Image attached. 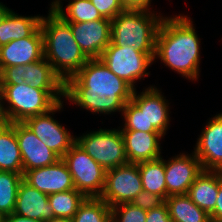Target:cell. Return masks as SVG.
Returning <instances> with one entry per match:
<instances>
[{"label": "cell", "mask_w": 222, "mask_h": 222, "mask_svg": "<svg viewBox=\"0 0 222 222\" xmlns=\"http://www.w3.org/2000/svg\"><path fill=\"white\" fill-rule=\"evenodd\" d=\"M42 16H22L12 9L0 24V46L29 37L39 26Z\"/></svg>", "instance_id": "cell-22"}, {"label": "cell", "mask_w": 222, "mask_h": 222, "mask_svg": "<svg viewBox=\"0 0 222 222\" xmlns=\"http://www.w3.org/2000/svg\"><path fill=\"white\" fill-rule=\"evenodd\" d=\"M46 222H72V220L67 218H53Z\"/></svg>", "instance_id": "cell-42"}, {"label": "cell", "mask_w": 222, "mask_h": 222, "mask_svg": "<svg viewBox=\"0 0 222 222\" xmlns=\"http://www.w3.org/2000/svg\"><path fill=\"white\" fill-rule=\"evenodd\" d=\"M165 203L173 222H211L210 215L199 208L187 194L170 195Z\"/></svg>", "instance_id": "cell-23"}, {"label": "cell", "mask_w": 222, "mask_h": 222, "mask_svg": "<svg viewBox=\"0 0 222 222\" xmlns=\"http://www.w3.org/2000/svg\"><path fill=\"white\" fill-rule=\"evenodd\" d=\"M155 11L125 9L111 20V42L134 47L143 53H155L156 37L164 18ZM161 15V16H160Z\"/></svg>", "instance_id": "cell-4"}, {"label": "cell", "mask_w": 222, "mask_h": 222, "mask_svg": "<svg viewBox=\"0 0 222 222\" xmlns=\"http://www.w3.org/2000/svg\"><path fill=\"white\" fill-rule=\"evenodd\" d=\"M112 222H146L147 210L132 203H122L111 208Z\"/></svg>", "instance_id": "cell-30"}, {"label": "cell", "mask_w": 222, "mask_h": 222, "mask_svg": "<svg viewBox=\"0 0 222 222\" xmlns=\"http://www.w3.org/2000/svg\"><path fill=\"white\" fill-rule=\"evenodd\" d=\"M63 101L59 102L47 113L27 118L23 123L44 143L49 149L55 152L60 158L69 151L76 142L67 128L54 119V113L61 111ZM52 115V116H51Z\"/></svg>", "instance_id": "cell-11"}, {"label": "cell", "mask_w": 222, "mask_h": 222, "mask_svg": "<svg viewBox=\"0 0 222 222\" xmlns=\"http://www.w3.org/2000/svg\"><path fill=\"white\" fill-rule=\"evenodd\" d=\"M76 143L105 170L129 163L120 128L83 133Z\"/></svg>", "instance_id": "cell-6"}, {"label": "cell", "mask_w": 222, "mask_h": 222, "mask_svg": "<svg viewBox=\"0 0 222 222\" xmlns=\"http://www.w3.org/2000/svg\"><path fill=\"white\" fill-rule=\"evenodd\" d=\"M3 217L4 216H2L1 213H0V222H3Z\"/></svg>", "instance_id": "cell-43"}, {"label": "cell", "mask_w": 222, "mask_h": 222, "mask_svg": "<svg viewBox=\"0 0 222 222\" xmlns=\"http://www.w3.org/2000/svg\"><path fill=\"white\" fill-rule=\"evenodd\" d=\"M3 82L0 74V112H4V102H3Z\"/></svg>", "instance_id": "cell-40"}, {"label": "cell", "mask_w": 222, "mask_h": 222, "mask_svg": "<svg viewBox=\"0 0 222 222\" xmlns=\"http://www.w3.org/2000/svg\"><path fill=\"white\" fill-rule=\"evenodd\" d=\"M71 220L72 222H112L111 207L100 197L85 198Z\"/></svg>", "instance_id": "cell-28"}, {"label": "cell", "mask_w": 222, "mask_h": 222, "mask_svg": "<svg viewBox=\"0 0 222 222\" xmlns=\"http://www.w3.org/2000/svg\"><path fill=\"white\" fill-rule=\"evenodd\" d=\"M125 153L129 163H141L162 157L160 133H147L136 130H121Z\"/></svg>", "instance_id": "cell-19"}, {"label": "cell", "mask_w": 222, "mask_h": 222, "mask_svg": "<svg viewBox=\"0 0 222 222\" xmlns=\"http://www.w3.org/2000/svg\"><path fill=\"white\" fill-rule=\"evenodd\" d=\"M96 7L103 18L112 20L125 8L121 4L120 0H90Z\"/></svg>", "instance_id": "cell-32"}, {"label": "cell", "mask_w": 222, "mask_h": 222, "mask_svg": "<svg viewBox=\"0 0 222 222\" xmlns=\"http://www.w3.org/2000/svg\"><path fill=\"white\" fill-rule=\"evenodd\" d=\"M65 9L61 6L55 13L68 23L104 19L90 0H69Z\"/></svg>", "instance_id": "cell-26"}, {"label": "cell", "mask_w": 222, "mask_h": 222, "mask_svg": "<svg viewBox=\"0 0 222 222\" xmlns=\"http://www.w3.org/2000/svg\"><path fill=\"white\" fill-rule=\"evenodd\" d=\"M143 190L166 199L165 160L163 157L138 163Z\"/></svg>", "instance_id": "cell-25"}, {"label": "cell", "mask_w": 222, "mask_h": 222, "mask_svg": "<svg viewBox=\"0 0 222 222\" xmlns=\"http://www.w3.org/2000/svg\"><path fill=\"white\" fill-rule=\"evenodd\" d=\"M85 196L76 189L48 195V202L53 208L55 218L72 219Z\"/></svg>", "instance_id": "cell-27"}, {"label": "cell", "mask_w": 222, "mask_h": 222, "mask_svg": "<svg viewBox=\"0 0 222 222\" xmlns=\"http://www.w3.org/2000/svg\"><path fill=\"white\" fill-rule=\"evenodd\" d=\"M23 180L47 195L75 189L71 173L62 158L52 165L26 171Z\"/></svg>", "instance_id": "cell-18"}, {"label": "cell", "mask_w": 222, "mask_h": 222, "mask_svg": "<svg viewBox=\"0 0 222 222\" xmlns=\"http://www.w3.org/2000/svg\"><path fill=\"white\" fill-rule=\"evenodd\" d=\"M209 215L211 222H222V171H219V191L216 206Z\"/></svg>", "instance_id": "cell-35"}, {"label": "cell", "mask_w": 222, "mask_h": 222, "mask_svg": "<svg viewBox=\"0 0 222 222\" xmlns=\"http://www.w3.org/2000/svg\"><path fill=\"white\" fill-rule=\"evenodd\" d=\"M131 101L145 112L146 132L160 133L165 136L170 125V107L161 90L155 86H149L137 93L135 89Z\"/></svg>", "instance_id": "cell-12"}, {"label": "cell", "mask_w": 222, "mask_h": 222, "mask_svg": "<svg viewBox=\"0 0 222 222\" xmlns=\"http://www.w3.org/2000/svg\"><path fill=\"white\" fill-rule=\"evenodd\" d=\"M13 213L45 222L55 218L53 208L48 202V195L31 187L24 180L19 185Z\"/></svg>", "instance_id": "cell-20"}, {"label": "cell", "mask_w": 222, "mask_h": 222, "mask_svg": "<svg viewBox=\"0 0 222 222\" xmlns=\"http://www.w3.org/2000/svg\"><path fill=\"white\" fill-rule=\"evenodd\" d=\"M44 57L43 34L40 26L26 38L0 46V73L9 66L27 65Z\"/></svg>", "instance_id": "cell-17"}, {"label": "cell", "mask_w": 222, "mask_h": 222, "mask_svg": "<svg viewBox=\"0 0 222 222\" xmlns=\"http://www.w3.org/2000/svg\"><path fill=\"white\" fill-rule=\"evenodd\" d=\"M3 94L4 113L10 123L24 122L29 117L47 113L64 98V91H44L25 82L3 85Z\"/></svg>", "instance_id": "cell-5"}, {"label": "cell", "mask_w": 222, "mask_h": 222, "mask_svg": "<svg viewBox=\"0 0 222 222\" xmlns=\"http://www.w3.org/2000/svg\"><path fill=\"white\" fill-rule=\"evenodd\" d=\"M62 160L71 173L74 187L86 198L100 197L105 186L106 170L94 161L76 142Z\"/></svg>", "instance_id": "cell-7"}, {"label": "cell", "mask_w": 222, "mask_h": 222, "mask_svg": "<svg viewBox=\"0 0 222 222\" xmlns=\"http://www.w3.org/2000/svg\"><path fill=\"white\" fill-rule=\"evenodd\" d=\"M143 190L138 164L127 163L106 170L105 186L100 198L109 206L131 203Z\"/></svg>", "instance_id": "cell-9"}, {"label": "cell", "mask_w": 222, "mask_h": 222, "mask_svg": "<svg viewBox=\"0 0 222 222\" xmlns=\"http://www.w3.org/2000/svg\"><path fill=\"white\" fill-rule=\"evenodd\" d=\"M203 171L195 155L180 153L165 160L166 198L170 195L187 194L189 187Z\"/></svg>", "instance_id": "cell-13"}, {"label": "cell", "mask_w": 222, "mask_h": 222, "mask_svg": "<svg viewBox=\"0 0 222 222\" xmlns=\"http://www.w3.org/2000/svg\"><path fill=\"white\" fill-rule=\"evenodd\" d=\"M15 134L21 152L23 174L32 169L52 165L61 159L23 122L15 123Z\"/></svg>", "instance_id": "cell-15"}, {"label": "cell", "mask_w": 222, "mask_h": 222, "mask_svg": "<svg viewBox=\"0 0 222 222\" xmlns=\"http://www.w3.org/2000/svg\"><path fill=\"white\" fill-rule=\"evenodd\" d=\"M61 6H63L62 0H53V2H51V8H49V11L55 12Z\"/></svg>", "instance_id": "cell-41"}, {"label": "cell", "mask_w": 222, "mask_h": 222, "mask_svg": "<svg viewBox=\"0 0 222 222\" xmlns=\"http://www.w3.org/2000/svg\"><path fill=\"white\" fill-rule=\"evenodd\" d=\"M200 45L190 17L166 16L157 33L154 61L158 57L166 67L196 81L200 76Z\"/></svg>", "instance_id": "cell-2"}, {"label": "cell", "mask_w": 222, "mask_h": 222, "mask_svg": "<svg viewBox=\"0 0 222 222\" xmlns=\"http://www.w3.org/2000/svg\"><path fill=\"white\" fill-rule=\"evenodd\" d=\"M3 222H45L42 220L30 219L19 214L11 213L3 217Z\"/></svg>", "instance_id": "cell-37"}, {"label": "cell", "mask_w": 222, "mask_h": 222, "mask_svg": "<svg viewBox=\"0 0 222 222\" xmlns=\"http://www.w3.org/2000/svg\"><path fill=\"white\" fill-rule=\"evenodd\" d=\"M43 17L40 28L43 34L44 58L65 83L89 60L76 43L70 24L54 11Z\"/></svg>", "instance_id": "cell-3"}, {"label": "cell", "mask_w": 222, "mask_h": 222, "mask_svg": "<svg viewBox=\"0 0 222 222\" xmlns=\"http://www.w3.org/2000/svg\"><path fill=\"white\" fill-rule=\"evenodd\" d=\"M23 174L11 171H0V213L2 216L14 212L18 188Z\"/></svg>", "instance_id": "cell-29"}, {"label": "cell", "mask_w": 222, "mask_h": 222, "mask_svg": "<svg viewBox=\"0 0 222 222\" xmlns=\"http://www.w3.org/2000/svg\"><path fill=\"white\" fill-rule=\"evenodd\" d=\"M10 125V122L4 112H0V134Z\"/></svg>", "instance_id": "cell-38"}, {"label": "cell", "mask_w": 222, "mask_h": 222, "mask_svg": "<svg viewBox=\"0 0 222 222\" xmlns=\"http://www.w3.org/2000/svg\"><path fill=\"white\" fill-rule=\"evenodd\" d=\"M0 171L23 174L22 157L15 134V123L0 134Z\"/></svg>", "instance_id": "cell-24"}, {"label": "cell", "mask_w": 222, "mask_h": 222, "mask_svg": "<svg viewBox=\"0 0 222 222\" xmlns=\"http://www.w3.org/2000/svg\"><path fill=\"white\" fill-rule=\"evenodd\" d=\"M134 90L110 71L100 58H94L65 82L64 98L92 114H122Z\"/></svg>", "instance_id": "cell-1"}, {"label": "cell", "mask_w": 222, "mask_h": 222, "mask_svg": "<svg viewBox=\"0 0 222 222\" xmlns=\"http://www.w3.org/2000/svg\"><path fill=\"white\" fill-rule=\"evenodd\" d=\"M76 43L89 58H100L111 42V20L104 18L90 22L69 23Z\"/></svg>", "instance_id": "cell-14"}, {"label": "cell", "mask_w": 222, "mask_h": 222, "mask_svg": "<svg viewBox=\"0 0 222 222\" xmlns=\"http://www.w3.org/2000/svg\"><path fill=\"white\" fill-rule=\"evenodd\" d=\"M131 203L141 209L151 210L164 204L165 199L160 195L151 194L148 191L142 190Z\"/></svg>", "instance_id": "cell-33"}, {"label": "cell", "mask_w": 222, "mask_h": 222, "mask_svg": "<svg viewBox=\"0 0 222 222\" xmlns=\"http://www.w3.org/2000/svg\"><path fill=\"white\" fill-rule=\"evenodd\" d=\"M3 85L27 83L44 91H64L65 83L43 57L27 65L9 66L1 73Z\"/></svg>", "instance_id": "cell-10"}, {"label": "cell", "mask_w": 222, "mask_h": 222, "mask_svg": "<svg viewBox=\"0 0 222 222\" xmlns=\"http://www.w3.org/2000/svg\"><path fill=\"white\" fill-rule=\"evenodd\" d=\"M10 8H8L6 5H4L2 2H0V24L4 20V18L7 16V14L10 12Z\"/></svg>", "instance_id": "cell-39"}, {"label": "cell", "mask_w": 222, "mask_h": 222, "mask_svg": "<svg viewBox=\"0 0 222 222\" xmlns=\"http://www.w3.org/2000/svg\"><path fill=\"white\" fill-rule=\"evenodd\" d=\"M152 0H120L125 9L151 10Z\"/></svg>", "instance_id": "cell-36"}, {"label": "cell", "mask_w": 222, "mask_h": 222, "mask_svg": "<svg viewBox=\"0 0 222 222\" xmlns=\"http://www.w3.org/2000/svg\"><path fill=\"white\" fill-rule=\"evenodd\" d=\"M155 53H143L134 47L116 46L112 42L104 49L100 60L116 76L125 80L134 89L137 80L149 76L146 70L153 64Z\"/></svg>", "instance_id": "cell-8"}, {"label": "cell", "mask_w": 222, "mask_h": 222, "mask_svg": "<svg viewBox=\"0 0 222 222\" xmlns=\"http://www.w3.org/2000/svg\"><path fill=\"white\" fill-rule=\"evenodd\" d=\"M146 222H173L169 216L167 204L147 210Z\"/></svg>", "instance_id": "cell-34"}, {"label": "cell", "mask_w": 222, "mask_h": 222, "mask_svg": "<svg viewBox=\"0 0 222 222\" xmlns=\"http://www.w3.org/2000/svg\"><path fill=\"white\" fill-rule=\"evenodd\" d=\"M219 191V171L203 170L189 187L187 195L210 214L216 206Z\"/></svg>", "instance_id": "cell-21"}, {"label": "cell", "mask_w": 222, "mask_h": 222, "mask_svg": "<svg viewBox=\"0 0 222 222\" xmlns=\"http://www.w3.org/2000/svg\"><path fill=\"white\" fill-rule=\"evenodd\" d=\"M194 153L203 170L222 171V113L206 123L197 138Z\"/></svg>", "instance_id": "cell-16"}, {"label": "cell", "mask_w": 222, "mask_h": 222, "mask_svg": "<svg viewBox=\"0 0 222 222\" xmlns=\"http://www.w3.org/2000/svg\"><path fill=\"white\" fill-rule=\"evenodd\" d=\"M122 115L124 127L120 128V130L146 132L145 112L141 111L131 100L125 104Z\"/></svg>", "instance_id": "cell-31"}]
</instances>
